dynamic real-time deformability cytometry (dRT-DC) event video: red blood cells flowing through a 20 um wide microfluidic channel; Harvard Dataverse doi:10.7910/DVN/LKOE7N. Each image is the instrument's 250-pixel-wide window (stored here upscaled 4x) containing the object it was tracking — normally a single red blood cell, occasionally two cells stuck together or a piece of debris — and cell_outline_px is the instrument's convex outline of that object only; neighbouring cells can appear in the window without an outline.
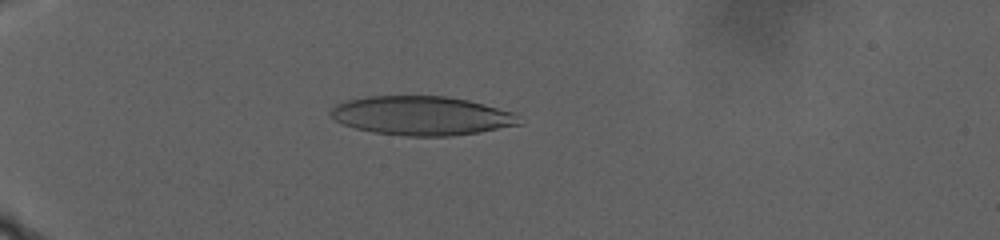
{"species": "human", "species_latin": "Homo sapiens", "temperature_condition": "warm", "stored_images_in_passage": 91, "camera_frame_rate_fps": 3000, "um_per_image_px": 0.085, "donor": {"sex": "male"}, "frame": {"image": 1, "passage_image": 19, "time_ms": 6.0, "image_size_px": [1000, 240], "cell_outline_px": [[524, 124], [480, 132], [448, 136], [404, 136], [372, 132], [356, 128], [344, 124], [336, 120], [328, 112], [336, 104], [348, 100], [368, 96], [448, 96], [468, 100], [516, 112]], "centroid_in_image_um": [35.9, 9.83], "position_along_channel_um": 49.1, "area_um2": 43.12}}
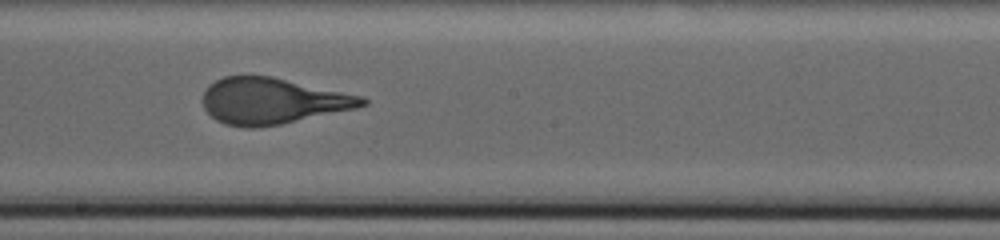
{"frame": {"image": 2, "passage_image": 51, "time_ms": 16.667, "image_size_px": [1000, 240], "cell_outline_px": [[368, 104], [356, 108], [280, 124], [256, 128], [244, 128], [224, 124], [216, 120], [204, 108], [204, 88], [208, 84], [224, 76], [272, 76], [364, 96], [368, 100]], "centroid_in_image_um": [23.15, 8.58], "position_along_channel_um": 225.0, "area_um2": 42.89}}
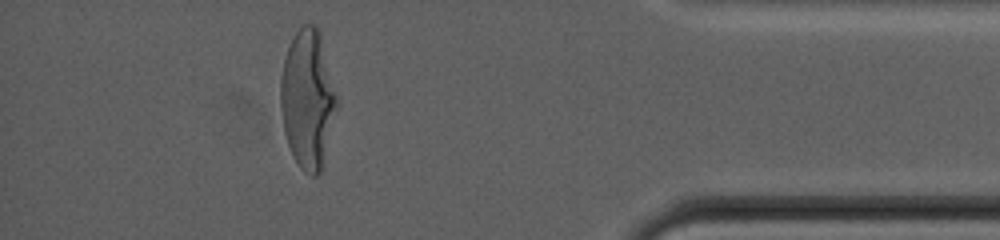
{"frame": {"image": 3, "passage_image": 82, "time_ms": 27.0, "image_size_px": [1000, 240], "cell_outline_px": [[336, 104], [320, 172], [316, 176], [312, 176], [304, 172], [300, 168], [288, 144], [284, 132], [280, 108], [280, 80], [284, 60], [288, 48], [296, 32], [304, 24], [312, 24], [320, 28], [336, 96]], "centroid_in_image_um": [26.12, 8.37], "position_along_channel_um": 409.1, "area_um2": 44.45}, "authors_computed_cell_mechanics": {"area_um2": 43.5812, "velocity_mm_per_s": 2.0754, "shape_relaxation_time_tau1_ms": 9.9735, "shape_relaxation_time_tau2_ms": null, "deformation_change_tau1": 0.2995, "deformation_change_tau2": null}}